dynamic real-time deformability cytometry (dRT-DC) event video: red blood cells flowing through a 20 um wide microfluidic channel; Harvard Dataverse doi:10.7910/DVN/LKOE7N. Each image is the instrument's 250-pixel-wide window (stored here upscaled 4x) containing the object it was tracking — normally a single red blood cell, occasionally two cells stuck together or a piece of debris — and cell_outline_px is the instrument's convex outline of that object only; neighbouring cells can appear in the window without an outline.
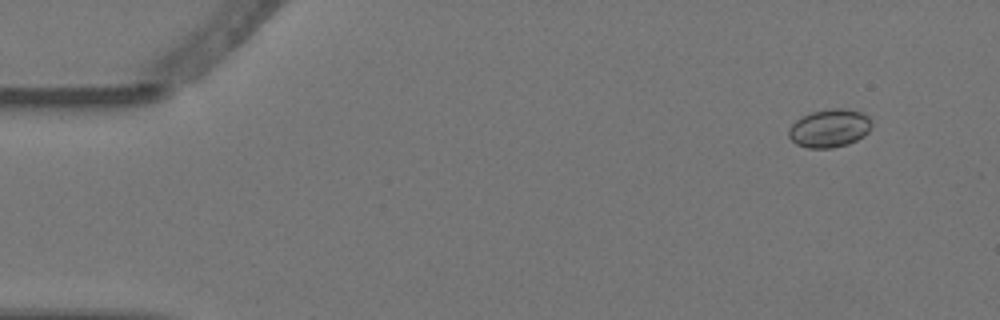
{"species": "Egyptian fruit bat (a non-hibernating species)", "species_latin": "Rousettus aegyptiacus", "temperature_condition": "warm", "stored_images_in_passage": 6, "camera_frame_rate_fps": 3000, "um_per_image_px": 0.085, "animal": {"sex": "female"}, "frame": {"image": 1, "passage_image": 2, "time_ms": 0.333, "image_size_px": [1000, 320], "cell_outline_px": [[872, 128], [864, 136], [848, 144], [832, 148], [808, 148], [796, 144], [788, 136], [788, 128], [796, 120], [812, 112], [832, 108], [844, 108], [860, 112], [868, 116], [872, 120]], "centroid_in_image_um": [70.52, 10.9], "position_along_channel_um": 14.5, "area_um2": 18.55}}